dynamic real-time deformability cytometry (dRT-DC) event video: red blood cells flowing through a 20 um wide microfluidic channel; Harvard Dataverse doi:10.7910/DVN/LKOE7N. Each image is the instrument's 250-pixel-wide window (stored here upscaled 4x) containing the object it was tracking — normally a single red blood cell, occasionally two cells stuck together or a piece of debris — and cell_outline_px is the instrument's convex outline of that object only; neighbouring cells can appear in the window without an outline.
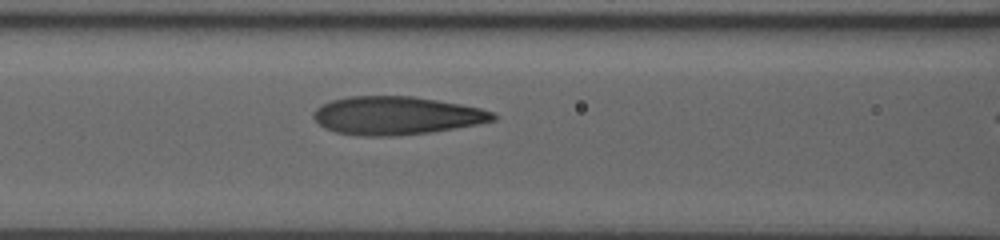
{"species": "human", "species_latin": "Homo sapiens", "temperature_condition": "room temperature", "stored_images_in_passage": 42, "camera_frame_rate_fps": 3000, "um_per_image_px": 0.085, "donor": {"sex": "male"}, "frame": {"image": 1, "passage_image": 21, "time_ms": 6.667, "image_size_px": [1000, 240], "cell_outline_px": [[496, 120], [476, 124], [428, 132], [392, 136], [364, 136], [336, 132], [324, 128], [312, 116], [316, 108], [332, 100], [348, 96], [412, 96], [460, 104], [480, 108], [492, 112], [496, 116]], "centroid_in_image_um": [33.66, 9.82], "position_along_channel_um": 132.9, "area_um2": 39.54}}
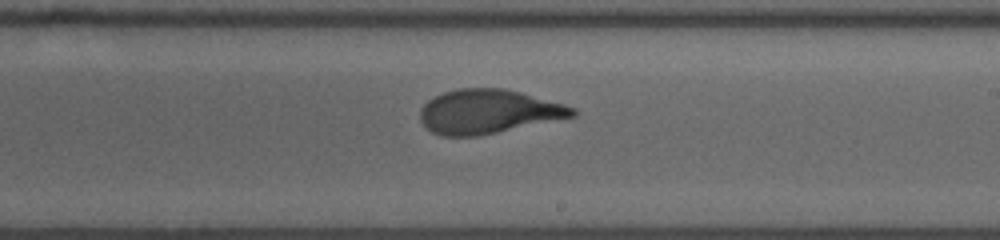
{"frame": {"image": 2, "passage_image": 30, "time_ms": 9.667, "image_size_px": [1000, 240], "cell_outline_px": [[576, 116], [480, 136], [440, 136], [432, 132], [420, 120], [420, 108], [428, 100], [444, 92], [456, 88], [504, 88], [520, 92], [564, 104], [576, 108]], "centroid_in_image_um": [41.5, 9.49], "position_along_channel_um": 247.5, "area_um2": 39.19}}
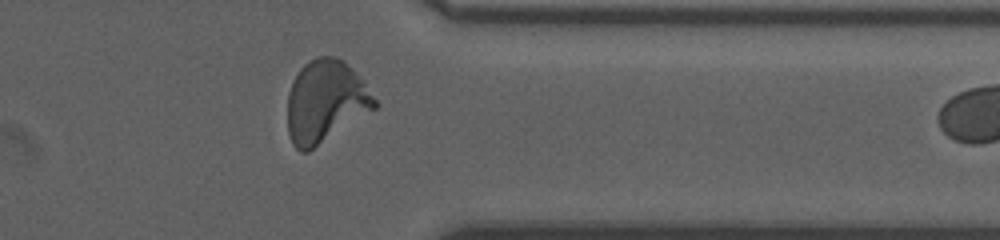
{"frame": {"image": 3, "passage_image": 41, "time_ms": 13.333, "image_size_px": [1000, 240], "cell_outline_px": [[376, 108], [308, 152], [300, 152], [292, 144], [288, 132], [288, 92], [300, 68], [308, 60], [316, 56], [336, 56], [360, 80], [376, 100]], "centroid_in_image_um": [27.61, 8.66], "position_along_channel_um": 383.8, "area_um2": 40.92}}